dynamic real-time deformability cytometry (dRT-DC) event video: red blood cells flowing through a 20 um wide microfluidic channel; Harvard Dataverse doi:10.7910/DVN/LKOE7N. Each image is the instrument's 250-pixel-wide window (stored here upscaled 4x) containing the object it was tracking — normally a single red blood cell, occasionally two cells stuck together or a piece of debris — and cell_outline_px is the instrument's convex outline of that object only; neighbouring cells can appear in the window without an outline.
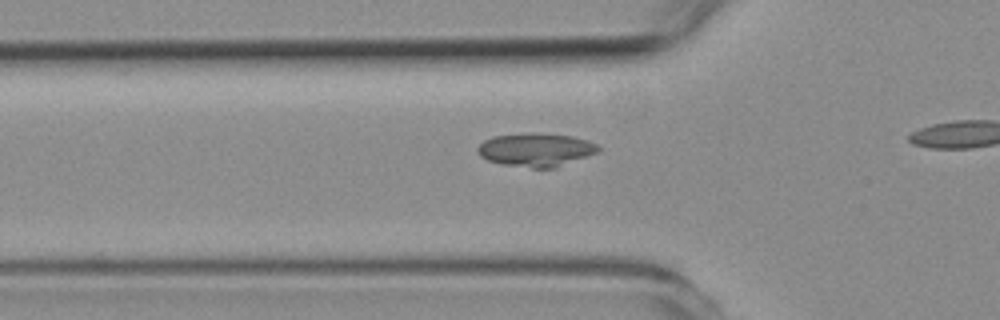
{"species": "common noctule bat (a hibernating species)", "species_latin": "Nyctalus noctula", "temperature_condition": "room temperature", "stored_images_in_passage": 21, "camera_frame_rate_fps": 3000, "um_per_image_px": 0.085, "animal": {"sex": "female", "body_mass_g": 19.3, "forearm_length_mm": 54.1}, "frame": {"image": 1, "passage_image": 12, "time_ms": 3.667, "image_size_px": [1000, 320], "cell_outline_px": [[600, 148], [596, 152], [556, 168], [532, 168], [500, 164], [488, 160], [480, 156], [476, 148], [484, 140], [492, 136], [524, 132], [572, 136], [588, 140], [596, 144]], "centroid_in_image_um": [45.5, 12.73], "position_along_channel_um": 80.3, "area_um2": 23.52}}
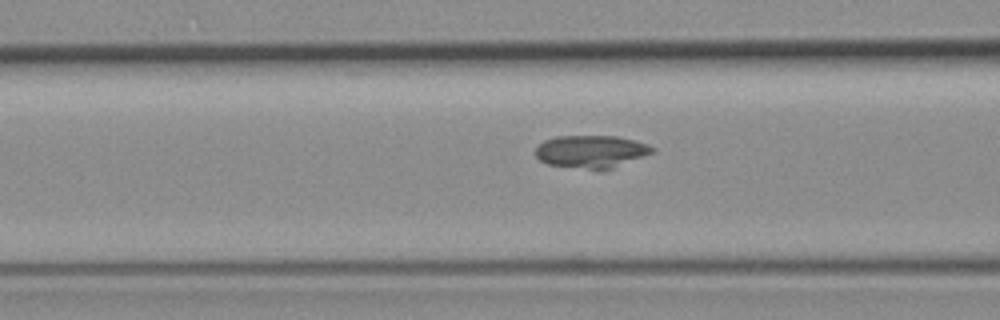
{"frame": {"image": 2, "passage_image": 15, "time_ms": 4.667, "image_size_px": [1000, 320], "cell_outline_px": [[656, 152], [612, 168], [588, 168], [548, 164], [540, 160], [536, 156], [536, 148], [544, 140], [556, 136], [616, 136], [636, 140], [648, 144], [656, 148]], "centroid_in_image_um": [50.3, 12.85], "position_along_channel_um": 116.3, "area_um2": 21.96}}